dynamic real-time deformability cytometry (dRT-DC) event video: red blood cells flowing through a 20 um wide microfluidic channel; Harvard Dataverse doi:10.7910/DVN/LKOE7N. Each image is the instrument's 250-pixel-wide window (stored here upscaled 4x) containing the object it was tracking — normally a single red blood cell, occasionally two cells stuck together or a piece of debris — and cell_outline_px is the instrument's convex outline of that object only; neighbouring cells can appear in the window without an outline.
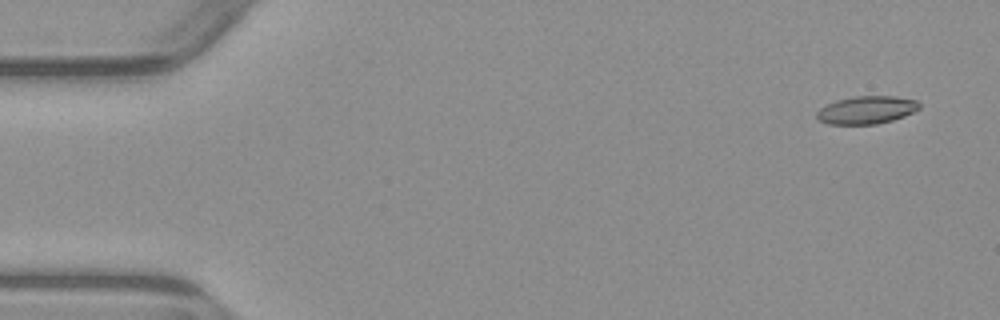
{"species": "common noctule bat (a hibernating species)", "species_latin": "Nyctalus noctula", "temperature_condition": "warm", "stored_images_in_passage": 6, "camera_frame_rate_fps": 3000, "um_per_image_px": 0.085, "animal": {"sex": "male", "body_mass_g": 23.1, "forearm_length_mm": 52.7}, "frame": {"image": 1, "passage_image": 1, "time_ms": 0.0, "image_size_px": [1000, 320], "cell_outline_px": [[920, 108], [904, 116], [892, 120], [876, 124], [828, 124], [820, 120], [816, 116], [816, 112], [820, 108], [836, 100], [852, 96], [896, 96], [916, 100], [920, 104]], "centroid_in_image_um": [73.65, 9.34], "position_along_channel_um": 11.3, "area_um2": 16.59}}
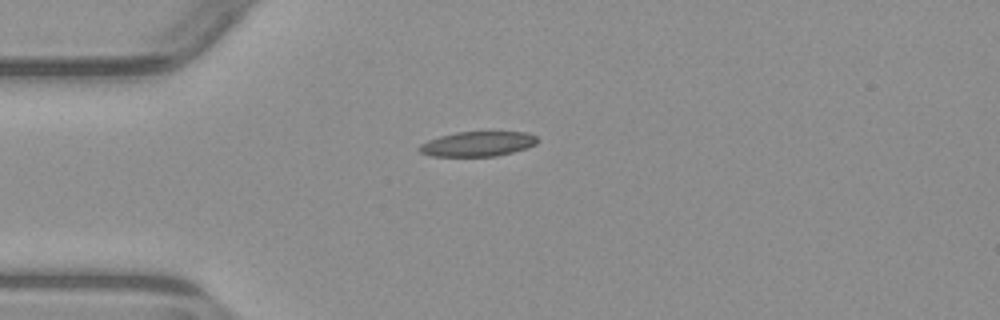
{"frame": {"image": 2, "passage_image": 4, "time_ms": 3.667, "image_size_px": [1000, 320], "cell_outline_px": [[540, 140], [536, 144], [528, 148], [496, 156], [432, 156], [420, 152], [416, 148], [420, 144], [428, 140], [440, 136], [456, 132], [528, 132], [536, 136]], "centroid_in_image_um": [40.62, 12.23], "position_along_channel_um": 44.4, "area_um2": 17.22}}
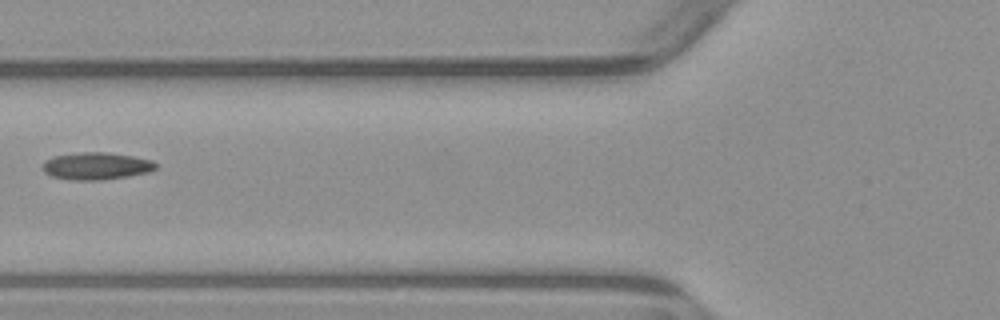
{"frame": {"image": 3, "passage_image": 6, "time_ms": 6.0, "image_size_px": [1000, 320], "cell_outline_px": [[156, 168], [148, 172], [128, 176], [100, 180], [68, 180], [52, 176], [44, 172], [40, 168], [44, 160], [52, 156], [80, 152], [108, 152], [132, 156], [152, 160], [156, 164]], "centroid_in_image_um": [8.12, 14.11], "position_along_channel_um": 117.7, "area_um2": 18.15}}